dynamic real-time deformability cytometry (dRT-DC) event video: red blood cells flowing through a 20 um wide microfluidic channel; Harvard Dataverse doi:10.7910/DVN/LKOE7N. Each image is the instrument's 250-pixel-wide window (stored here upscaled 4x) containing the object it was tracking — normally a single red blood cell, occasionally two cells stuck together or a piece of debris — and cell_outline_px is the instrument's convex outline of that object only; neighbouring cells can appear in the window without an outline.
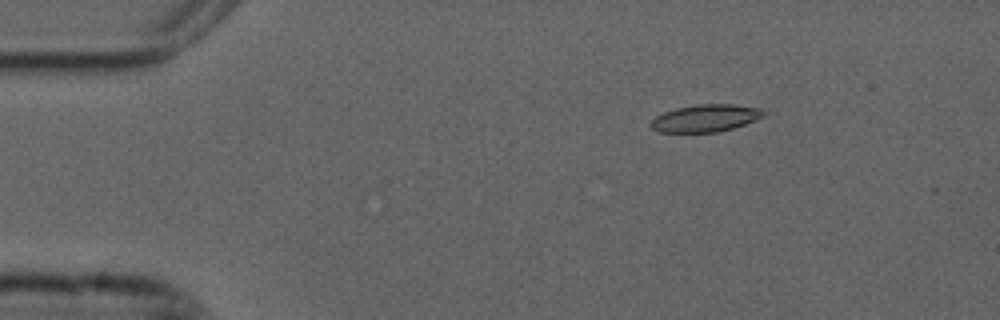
{"species": "common noctule bat (a hibernating species)", "species_latin": "Nyctalus noctula", "temperature_condition": "cold", "stored_images_in_passage": 49, "camera_frame_rate_fps": 3000, "um_per_image_px": 0.085, "animal": {"sex": "male", "forearm_length_mm": 52.5}, "frame": {"image": 1, "passage_image": 9, "time_ms": 2.667, "image_size_px": [1000, 320], "cell_outline_px": [[764, 116], [756, 120], [732, 128], [716, 132], [660, 132], [652, 128], [648, 124], [656, 116], [664, 112], [676, 108], [696, 104], [732, 104], [760, 108], [764, 112]], "centroid_in_image_um": [59.95, 10.04], "position_along_channel_um": 25.1, "area_um2": 17.86}}
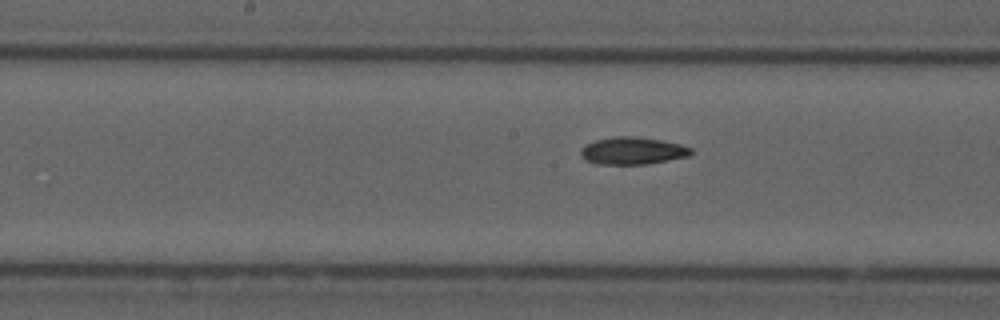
{"frame": {"image": 2, "passage_image": 28, "time_ms": 9.0, "image_size_px": [1000, 320], "cell_outline_px": [[692, 152], [688, 156], [648, 164], [596, 164], [584, 160], [580, 156], [580, 152], [588, 144], [596, 140], [616, 136], [632, 136], [660, 140], [680, 144], [692, 148]], "centroid_in_image_um": [53.76, 12.83], "position_along_channel_um": 194.4, "area_um2": 17.4}}
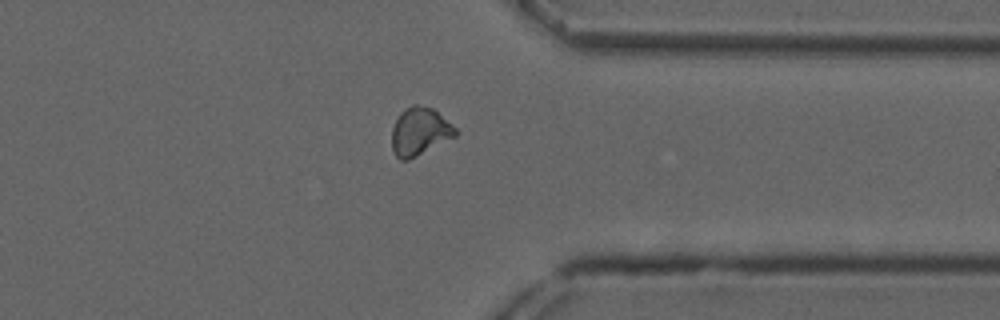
{"frame": {"image": 3, "passage_image": 43, "time_ms": 14.0, "image_size_px": [1000, 320], "cell_outline_px": [[456, 136], [408, 160], [400, 160], [396, 156], [392, 148], [392, 128], [400, 112], [404, 108], [412, 104], [416, 104], [432, 108], [452, 124], [456, 128]], "centroid_in_image_um": [35.65, 11.17], "position_along_channel_um": 375.7, "area_um2": 17.63}}